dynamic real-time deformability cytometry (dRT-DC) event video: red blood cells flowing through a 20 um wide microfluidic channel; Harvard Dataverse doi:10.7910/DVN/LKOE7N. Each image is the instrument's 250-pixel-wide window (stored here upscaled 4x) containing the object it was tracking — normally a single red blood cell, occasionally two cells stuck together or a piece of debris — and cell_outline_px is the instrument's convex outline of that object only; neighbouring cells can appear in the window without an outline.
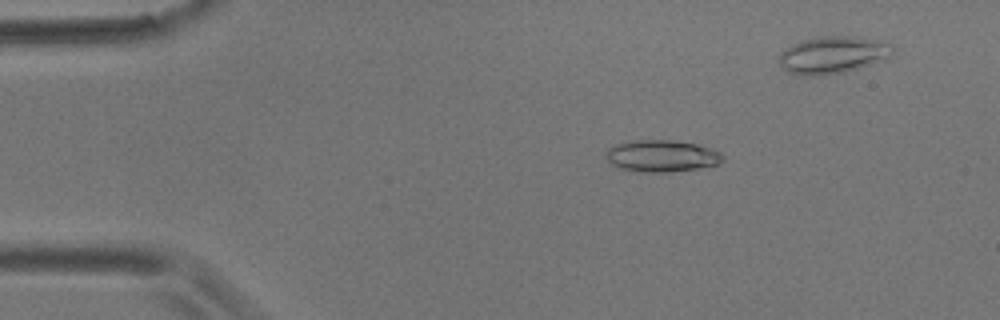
{"species": "common noctule bat (a hibernating species)", "species_latin": "Nyctalus noctula", "temperature_condition": "room temperature", "stored_images_in_passage": 46, "camera_frame_rate_fps": 3000, "um_per_image_px": 0.085, "animal": {"sex": "male", "body_mass_g": 17.9}, "frame": {"image": 1, "passage_image": 10, "time_ms": 3.0, "image_size_px": [1000, 320], "cell_outline_px": [[724, 160], [720, 164], [700, 168], [668, 172], [636, 172], [616, 168], [608, 160], [604, 152], [608, 148], [616, 144], [636, 140], [668, 140], [696, 144], [712, 148], [720, 152], [724, 156]], "centroid_in_image_um": [56.24, 13.27], "position_along_channel_um": 28.8, "area_um2": 21.91}}
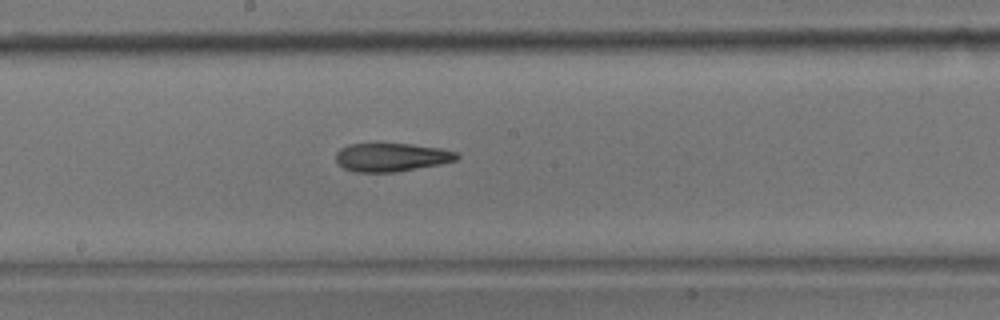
{"frame": {"image": 2, "passage_image": 30, "time_ms": 9.667, "image_size_px": [1000, 320], "cell_outline_px": [[460, 156], [456, 160], [440, 164], [396, 172], [352, 172], [336, 164], [336, 152], [340, 148], [348, 144], [376, 140], [412, 144], [440, 148], [456, 152]], "centroid_in_image_um": [33.19, 13.32], "position_along_channel_um": 215.0, "area_um2": 21.04}}
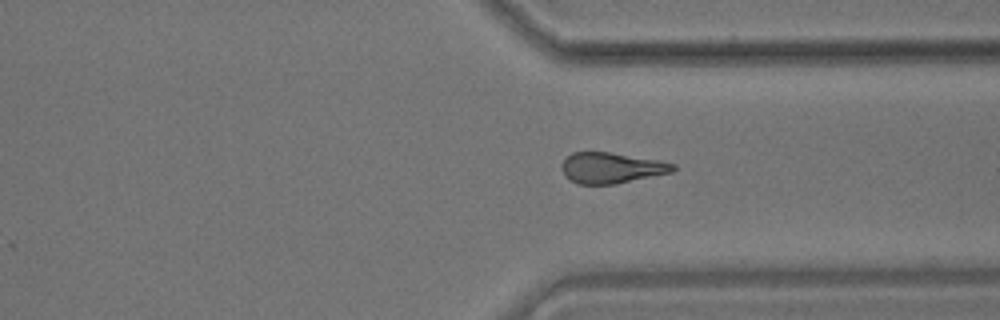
{"frame": {"image": 3, "passage_image": 42, "time_ms": 13.667, "image_size_px": [1000, 320], "cell_outline_px": [[676, 168], [672, 172], [616, 184], [580, 184], [564, 176], [560, 168], [564, 160], [572, 152], [608, 152], [656, 160], [676, 164]], "centroid_in_image_um": [51.95, 14.27], "position_along_channel_um": 359.5, "area_um2": 19.77}}